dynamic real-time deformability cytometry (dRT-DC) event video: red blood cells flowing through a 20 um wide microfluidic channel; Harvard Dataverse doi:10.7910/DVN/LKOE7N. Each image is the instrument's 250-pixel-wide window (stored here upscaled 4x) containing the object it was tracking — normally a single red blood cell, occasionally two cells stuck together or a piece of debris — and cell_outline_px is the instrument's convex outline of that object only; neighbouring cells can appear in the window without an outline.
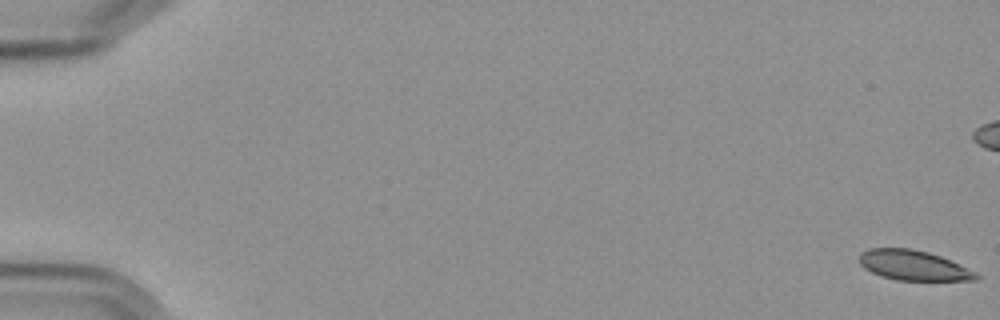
{"species": "Egyptian fruit bat (a non-hibernating species)", "species_latin": "Rousettus aegyptiacus", "temperature_condition": "cold", "stored_images_in_passage": 59, "camera_frame_rate_fps": 3000, "um_per_image_px": 0.085, "frame": {"image": 1, "passage_image": 1, "time_ms": 0.0, "image_size_px": [1000, 320], "cell_outline_px": [[980, 276], [976, 280], [896, 280], [880, 276], [864, 268], [860, 264], [860, 252], [868, 248], [912, 248], [928, 252], [940, 256], [976, 272]], "centroid_in_image_um": [77.61, 22.55], "position_along_channel_um": 7.4, "area_um2": 20.35}}
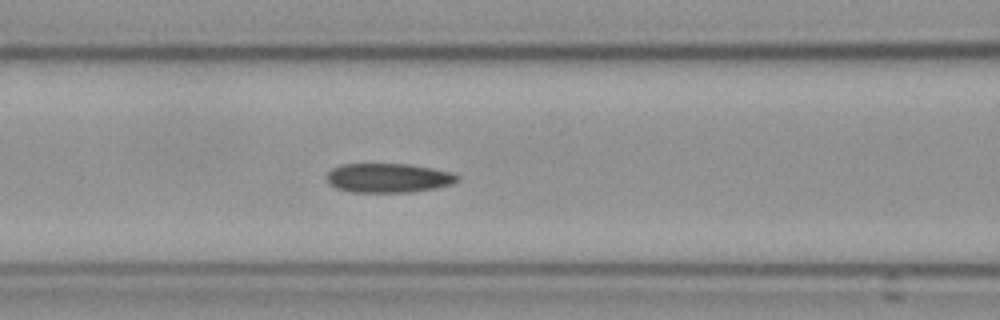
{"frame": {"image": 2, "passage_image": 26, "time_ms": 8.333, "image_size_px": [1000, 320], "cell_outline_px": [[460, 176], [452, 184], [436, 188], [408, 192], [352, 192], [336, 188], [328, 180], [328, 172], [332, 168], [340, 164], [408, 164], [432, 168], [452, 172]], "centroid_in_image_um": [33.02, 15.12], "position_along_channel_um": 133.6, "area_um2": 22.14}}
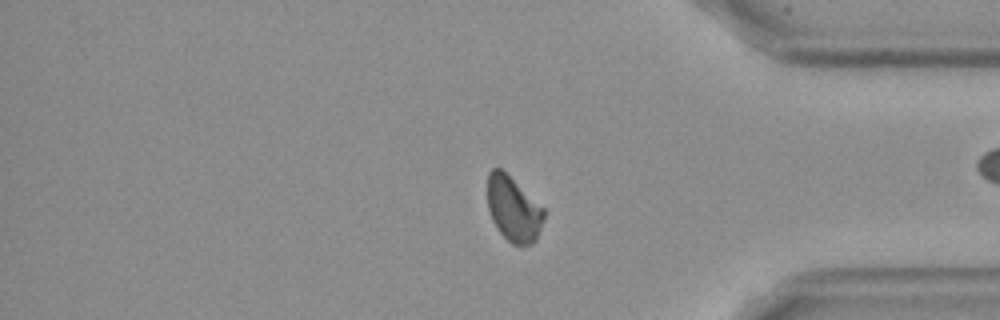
{"frame": {"image": 3, "passage_image": 49, "time_ms": 16.0, "image_size_px": [1000, 320], "cell_outline_px": [[544, 216], [536, 240], [532, 244], [512, 244], [496, 228], [492, 220], [488, 208], [488, 172], [492, 168], [500, 168], [544, 208]], "centroid_in_image_um": [43.62, 17.77], "position_along_channel_um": 391.6, "area_um2": 20.98}, "authors_computed_cell_mechanics": {"area_um2": 22.1952, "velocity_mm_per_s": 3.5754, "shape_relaxation_time_tau1_ms": null, "shape_relaxation_time_tau2_ms": 5.6835, "deformation_change_tau1": null, "deformation_change_tau2": 0.0869}}